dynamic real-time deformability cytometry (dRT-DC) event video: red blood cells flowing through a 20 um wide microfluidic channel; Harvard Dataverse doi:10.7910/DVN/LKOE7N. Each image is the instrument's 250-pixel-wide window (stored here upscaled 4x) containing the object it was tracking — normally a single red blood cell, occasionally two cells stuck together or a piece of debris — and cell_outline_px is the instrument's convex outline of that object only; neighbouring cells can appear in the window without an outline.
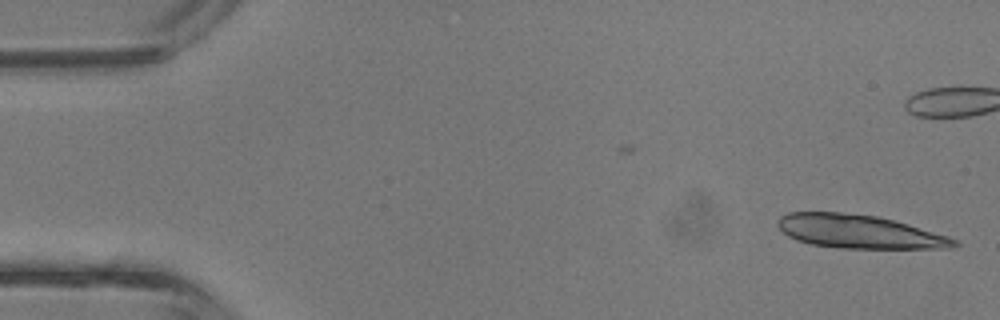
{"species": "common noctule bat (a hibernating species)", "species_latin": "Nyctalus noctula", "temperature_condition": "room temperature", "stored_images_in_passage": 2, "camera_frame_rate_fps": 3000, "um_per_image_px": 0.085, "animal": {"sex": "male", "body_mass_g": 13.3}, "frame": {"image": 1, "passage_image": 2, "time_ms": 0.333, "image_size_px": [1000, 320], "cell_outline_px": [[960, 244], [952, 248], [840, 248], [812, 244], [796, 240], [788, 236], [776, 224], [776, 220], [780, 216], [788, 212], [840, 212], [876, 216], [908, 224], [948, 236], [956, 240]], "centroid_in_image_um": [72.99, 19.68], "position_along_channel_um": 12.0, "area_um2": 34.28}}